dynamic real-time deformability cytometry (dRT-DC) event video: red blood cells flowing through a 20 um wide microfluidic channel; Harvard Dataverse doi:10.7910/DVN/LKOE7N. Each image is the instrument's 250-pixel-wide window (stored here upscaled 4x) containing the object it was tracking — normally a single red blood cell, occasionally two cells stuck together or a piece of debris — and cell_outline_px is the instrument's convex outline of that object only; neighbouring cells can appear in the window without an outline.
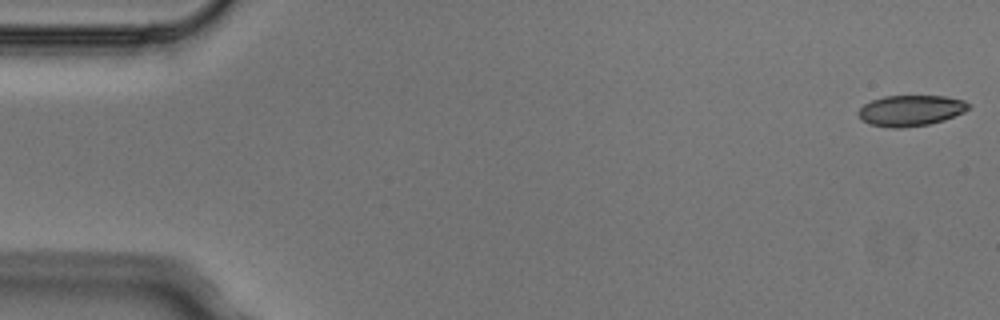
{"species": "Egyptian fruit bat (a non-hibernating species)", "species_latin": "Rousettus aegyptiacus", "temperature_condition": "cold", "stored_images_in_passage": 5, "camera_frame_rate_fps": 3000, "um_per_image_px": 0.085, "animal": {"sex": "male"}, "frame": {"image": 1, "passage_image": 1, "time_ms": 0.0, "image_size_px": [1000, 320], "cell_outline_px": [[972, 104], [964, 112], [944, 120], [928, 124], [900, 128], [892, 128], [868, 124], [856, 112], [864, 104], [872, 100], [884, 96], [944, 96], [964, 100]], "centroid_in_image_um": [77.42, 9.39], "position_along_channel_um": 7.6, "area_um2": 19.77}}
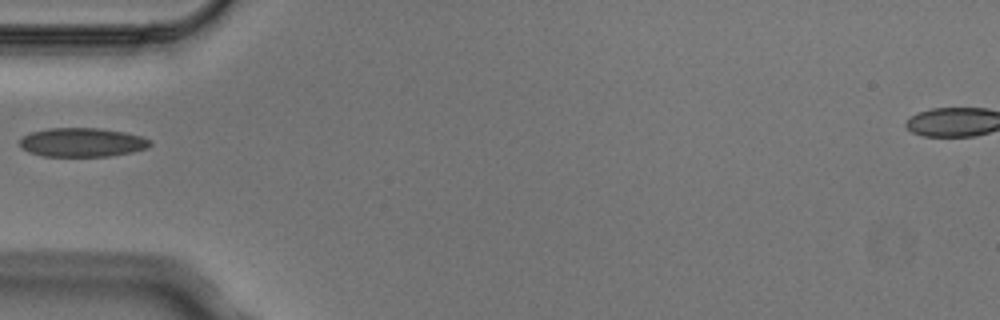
{"frame": {"image": 2, "passage_image": 5, "time_ms": 1.333, "image_size_px": [1000, 320], "cell_outline_px": [[152, 144], [148, 148], [132, 152], [108, 156], [44, 156], [28, 152], [20, 148], [20, 140], [24, 136], [32, 132], [48, 128], [100, 128], [124, 132], [140, 136], [152, 140]], "centroid_in_image_um": [7.0, 12.1], "position_along_channel_um": 78.0, "area_um2": 22.02}}